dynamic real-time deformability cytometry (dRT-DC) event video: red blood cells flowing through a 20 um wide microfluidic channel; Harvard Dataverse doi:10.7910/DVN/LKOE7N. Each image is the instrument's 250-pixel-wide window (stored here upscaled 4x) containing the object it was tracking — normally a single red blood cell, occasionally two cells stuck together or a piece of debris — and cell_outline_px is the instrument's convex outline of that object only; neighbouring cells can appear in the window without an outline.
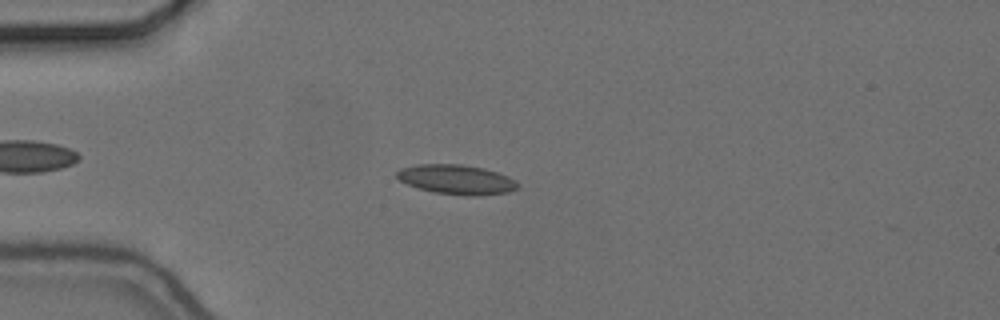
{"species": "common noctule bat (a hibernating species)", "species_latin": "Nyctalus noctula", "temperature_condition": "cold", "stored_images_in_passage": 50, "camera_frame_rate_fps": 3000, "um_per_image_px": 0.085, "animal": {"sex": "female", "body_mass_g": 24.6, "forearm_length_mm": 56.2}, "frame": {"image": 1, "passage_image": 9, "time_ms": 2.667, "image_size_px": [1000, 320], "cell_outline_px": [[520, 188], [508, 192], [476, 196], [472, 196], [436, 192], [420, 188], [408, 184], [400, 180], [396, 176], [396, 172], [400, 168], [416, 164], [460, 164], [484, 168], [508, 176], [516, 180], [520, 184]], "centroid_in_image_um": [38.84, 15.25], "position_along_channel_um": 46.2, "area_um2": 20.81}}
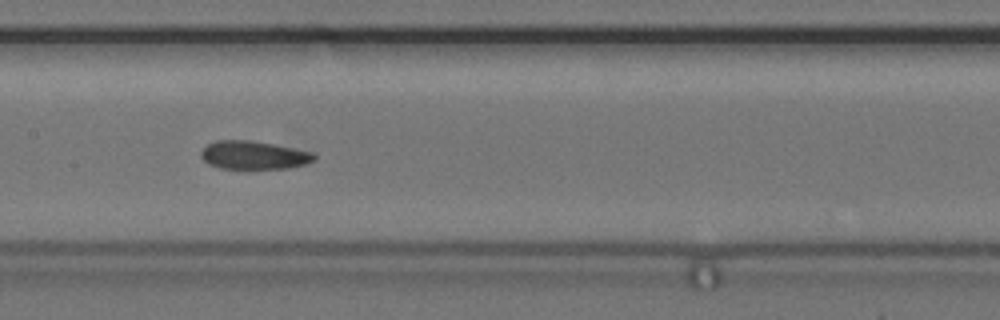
{"frame": {"image": 2, "passage_image": 22, "time_ms": 7.0, "image_size_px": [1000, 320], "cell_outline_px": [[316, 160], [304, 164], [288, 168], [248, 172], [220, 168], [208, 164], [200, 156], [200, 152], [208, 144], [216, 140], [248, 140], [272, 144], [312, 152], [316, 156]], "centroid_in_image_um": [21.54, 13.24], "position_along_channel_um": 185.9, "area_um2": 19.42}}
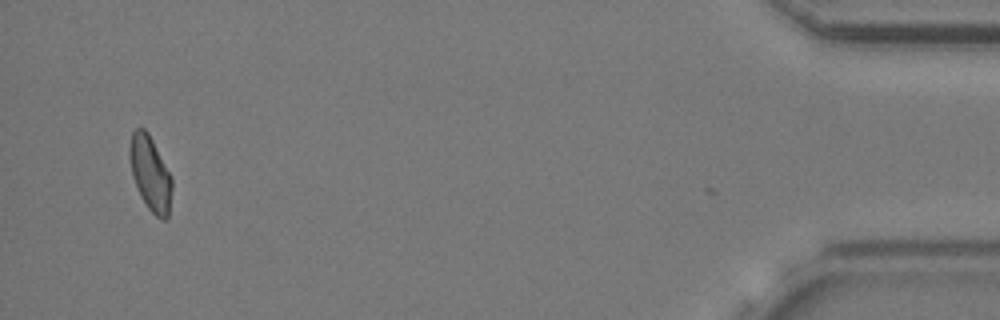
{"frame": {"image": 3, "passage_image": 48, "time_ms": 15.667, "image_size_px": [1000, 320], "cell_outline_px": [[172, 188], [168, 216], [164, 220], [156, 216], [148, 208], [140, 196], [132, 176], [128, 152], [128, 148], [132, 132], [136, 128], [144, 128], [148, 132], [172, 176]], "centroid_in_image_um": [12.76, 14.72], "position_along_channel_um": 422.4, "area_um2": 18.5}, "authors_computed_cell_mechanics": {"area_um2": 18.6405, "velocity_mm_per_s": 3.6584, "shape_relaxation_time_tau1_ms": null, "shape_relaxation_time_tau2_ms": 3.1028, "deformation_change_tau1": null, "deformation_change_tau2": 0.1056}}